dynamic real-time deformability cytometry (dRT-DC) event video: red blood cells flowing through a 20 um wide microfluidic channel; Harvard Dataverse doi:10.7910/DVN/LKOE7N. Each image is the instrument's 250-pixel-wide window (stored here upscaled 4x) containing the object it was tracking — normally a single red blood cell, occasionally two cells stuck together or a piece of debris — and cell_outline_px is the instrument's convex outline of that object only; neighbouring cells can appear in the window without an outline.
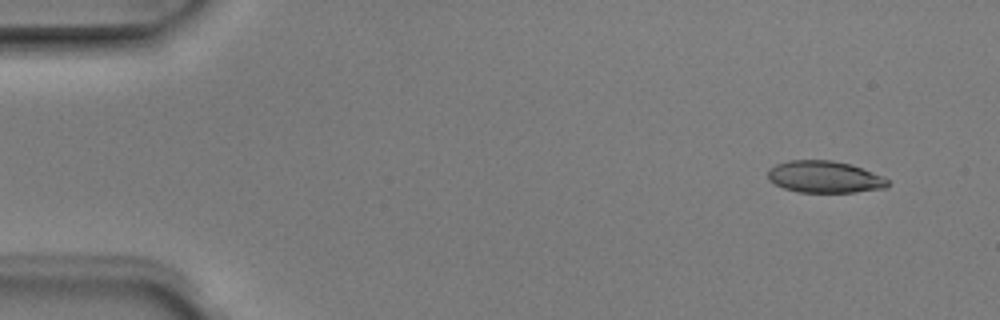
{"species": "Egyptian fruit bat (a non-hibernating species)", "species_latin": "Rousettus aegyptiacus", "temperature_condition": "room temperature", "stored_images_in_passage": 6, "segment_of_instrument_passage": [1, 2], "camera_frame_rate_fps": 3000, "um_per_image_px": 0.085, "animal": {"sex": "male"}, "frame": {"image": 1, "passage_image": 2, "time_ms": 0.333, "image_size_px": [1000, 320], "cell_outline_px": [[888, 188], [856, 192], [796, 192], [784, 188], [768, 180], [768, 168], [776, 164], [788, 160], [832, 160], [852, 164], [884, 176], [888, 180]], "centroid_in_image_um": [70.1, 15.03], "position_along_channel_um": 14.9, "area_um2": 22.54}}
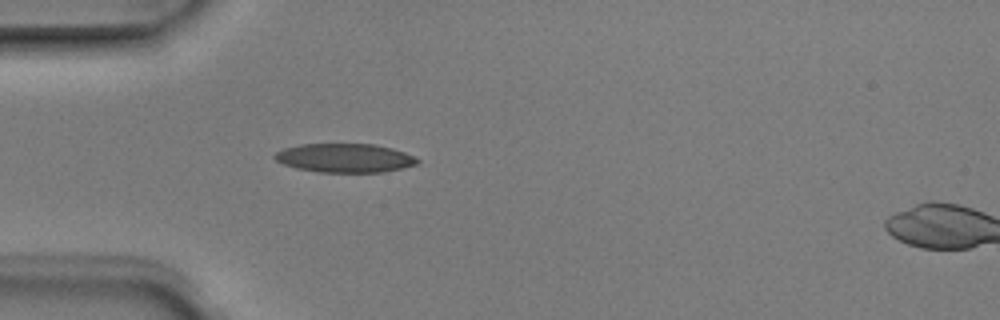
{"frame": {"image": 2, "passage_image": 5, "time_ms": 1.333, "image_size_px": [1000, 320], "cell_outline_px": [[420, 160], [416, 164], [384, 172], [316, 172], [296, 168], [284, 164], [276, 160], [272, 156], [276, 152], [284, 148], [300, 144], [372, 144], [392, 148], [404, 152]], "centroid_in_image_um": [29.26, 13.43], "position_along_channel_um": 55.7, "area_um2": 23.87}}